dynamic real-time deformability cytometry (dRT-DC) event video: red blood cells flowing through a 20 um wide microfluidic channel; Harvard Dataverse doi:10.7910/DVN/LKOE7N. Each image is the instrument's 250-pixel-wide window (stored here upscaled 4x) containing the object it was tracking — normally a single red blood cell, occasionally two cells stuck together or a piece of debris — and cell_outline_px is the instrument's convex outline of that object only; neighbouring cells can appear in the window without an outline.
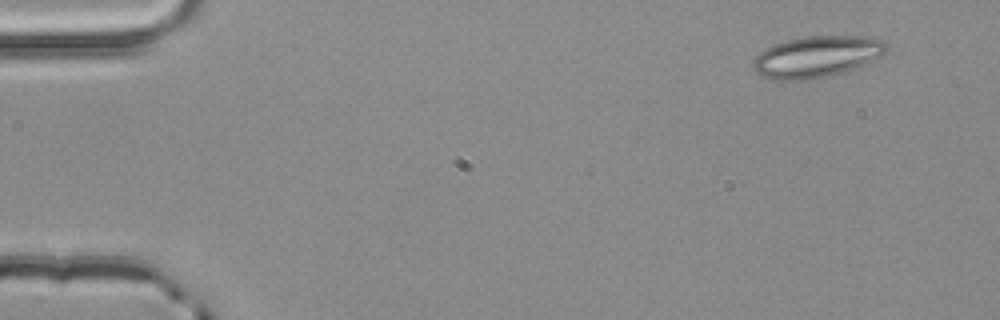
{"species": "common noctule bat (a hibernating species)", "species_latin": "Nyctalus noctula", "temperature_condition": "room temperature", "stored_images_in_passage": 3, "camera_frame_rate_fps": 3000, "um_per_image_px": 0.085, "animal": {"sex": "male", "body_mass_g": 20.4}, "frame": {"image": 1, "passage_image": 1, "time_ms": 0.0, "image_size_px": [1000, 320], "cell_outline_px": [[888, 52], [856, 68], [844, 72], [828, 76], [808, 80], [776, 80], [760, 76], [752, 68], [752, 64], [756, 56], [764, 48], [788, 40], [804, 36], [868, 36], [884, 40], [888, 44]], "centroid_in_image_um": [69.44, 4.82], "position_along_channel_um": 15.6, "area_um2": 32.43}}